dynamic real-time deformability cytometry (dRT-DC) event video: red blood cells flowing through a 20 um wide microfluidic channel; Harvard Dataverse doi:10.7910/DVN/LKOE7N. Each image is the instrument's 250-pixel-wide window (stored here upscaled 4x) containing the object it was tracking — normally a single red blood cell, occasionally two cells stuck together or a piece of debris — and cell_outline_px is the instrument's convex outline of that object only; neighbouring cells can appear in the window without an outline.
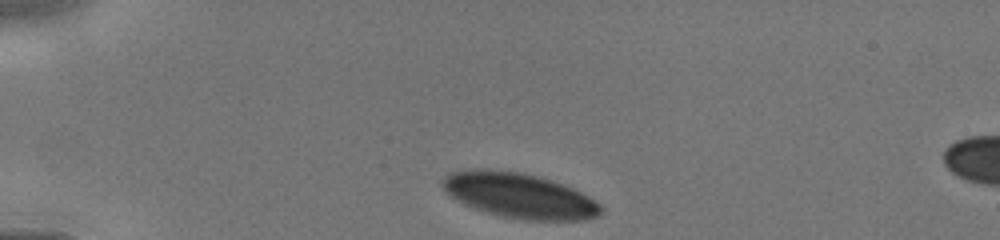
{"species": "human", "species_latin": "Homo sapiens", "temperature_condition": "cold", "stored_images_in_passage": 21, "camera_frame_rate_fps": 3000, "um_per_image_px": 0.085, "donor": {"sex": "male"}, "frame": {"image": 1, "passage_image": 1, "time_ms": 0.0, "image_size_px": [1000, 240], "cell_outline_px": [[604, 212], [600, 216], [584, 220], [524, 220], [500, 216], [464, 204], [452, 196], [440, 184], [440, 180], [444, 176], [452, 172], [520, 172], [536, 176], [564, 184], [588, 196], [600, 204], [604, 208]], "centroid_in_image_um": [44.25, 16.68], "position_along_channel_um": 40.8, "area_um2": 40.52}}
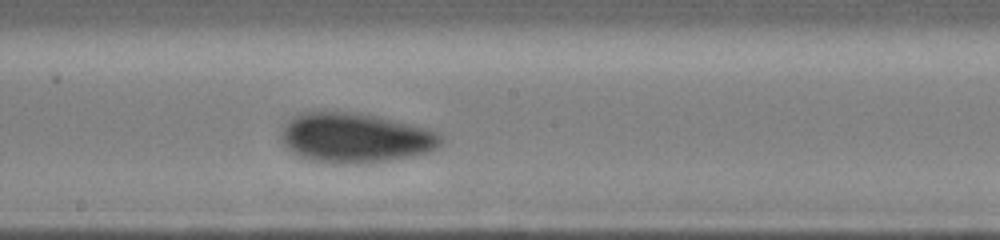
{"frame": {"image": 2, "passage_image": 14, "time_ms": 5.0, "image_size_px": [1000, 240], "cell_outline_px": [[444, 140], [436, 148], [428, 152], [412, 156], [388, 160], [356, 164], [336, 164], [308, 160], [292, 152], [280, 140], [280, 136], [288, 120], [292, 116], [304, 112], [348, 112], [376, 116], [412, 124], [428, 128], [440, 132], [444, 136]], "centroid_in_image_um": [30.22, 11.72], "position_along_channel_um": 218.0, "area_um2": 46.53}}
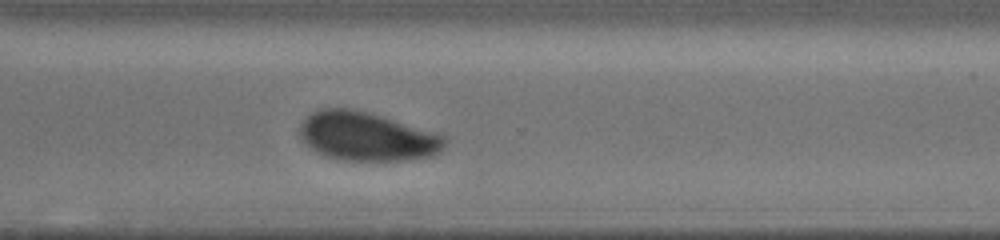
{"frame": {"image": 3, "passage_image": 21, "time_ms": 7.667, "image_size_px": [1000, 240], "cell_outline_px": [[448, 144], [440, 152], [432, 156], [404, 160], [344, 160], [324, 156], [308, 148], [304, 144], [300, 136], [300, 124], [312, 112], [328, 108], [348, 108], [372, 112], [440, 132], [448, 136]], "centroid_in_image_um": [31.27, 11.59], "position_along_channel_um": 339.3, "area_um2": 42.14}}